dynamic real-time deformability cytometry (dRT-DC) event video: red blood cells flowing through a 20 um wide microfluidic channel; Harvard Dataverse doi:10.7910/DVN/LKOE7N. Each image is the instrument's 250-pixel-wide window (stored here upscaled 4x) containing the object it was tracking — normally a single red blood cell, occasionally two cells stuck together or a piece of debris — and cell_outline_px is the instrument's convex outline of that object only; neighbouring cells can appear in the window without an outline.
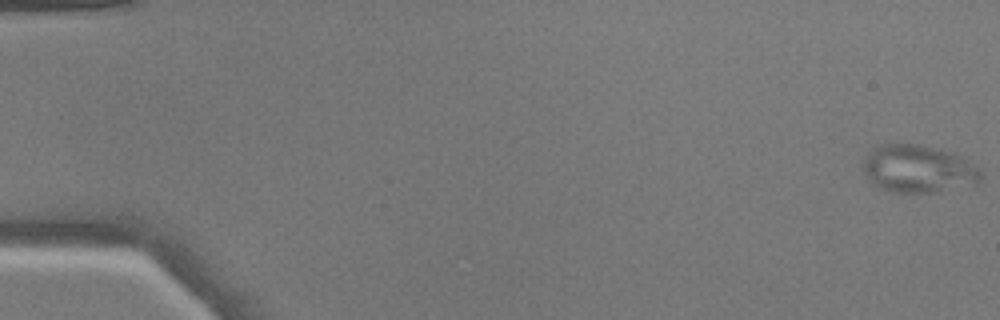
{"species": "common noctule bat (a hibernating species)", "species_latin": "Nyctalus noctula", "temperature_condition": "warm", "stored_images_in_passage": 51, "camera_frame_rate_fps": 3000, "um_per_image_px": 0.085, "animal": {"sex": "male", "body_mass_g": 17.9}, "frame": {"image": 1, "passage_image": 1, "time_ms": 0.0, "image_size_px": [1000, 320], "cell_outline_px": [[980, 184], [932, 192], [892, 192], [872, 184], [864, 172], [864, 156], [880, 144], [916, 144], [956, 152], [968, 160], [980, 172]], "centroid_in_image_um": [78.06, 14.35], "position_along_channel_um": 6.9, "area_um2": 32.66}}
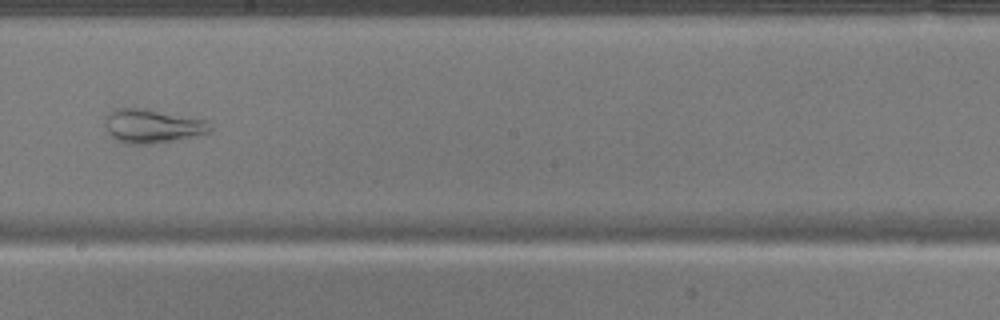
{"frame": {"image": 2, "passage_image": 30, "time_ms": 9.667, "image_size_px": [1000, 320], "cell_outline_px": [[212, 132], [172, 140], [148, 144], [128, 144], [116, 140], [108, 132], [104, 124], [104, 116], [108, 112], [116, 108], [144, 108], [208, 120], [212, 124]], "centroid_in_image_um": [12.93, 10.7], "position_along_channel_um": 235.3, "area_um2": 20.87}}
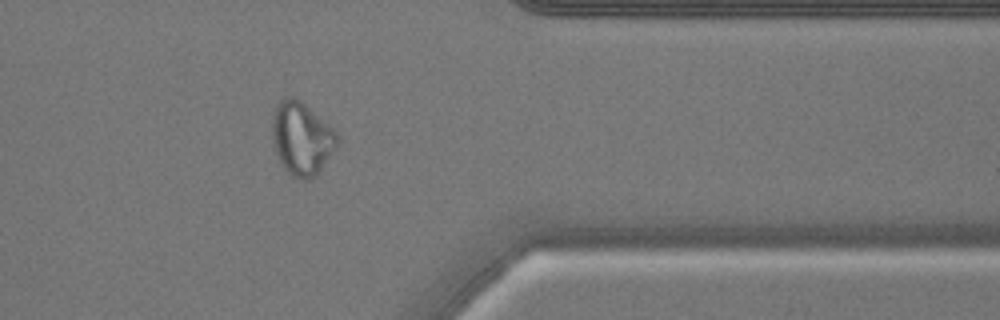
{"frame": {"image": 3, "passage_image": 42, "time_ms": 13.667, "image_size_px": [1000, 320], "cell_outline_px": [[340, 140], [336, 148], [316, 176], [308, 180], [300, 180], [292, 176], [284, 168], [276, 152], [272, 136], [272, 116], [276, 104], [284, 96], [292, 96], [300, 100], [328, 124], [336, 132]], "centroid_in_image_um": [25.64, 11.77], "position_along_channel_um": 385.8, "area_um2": 27.74}}